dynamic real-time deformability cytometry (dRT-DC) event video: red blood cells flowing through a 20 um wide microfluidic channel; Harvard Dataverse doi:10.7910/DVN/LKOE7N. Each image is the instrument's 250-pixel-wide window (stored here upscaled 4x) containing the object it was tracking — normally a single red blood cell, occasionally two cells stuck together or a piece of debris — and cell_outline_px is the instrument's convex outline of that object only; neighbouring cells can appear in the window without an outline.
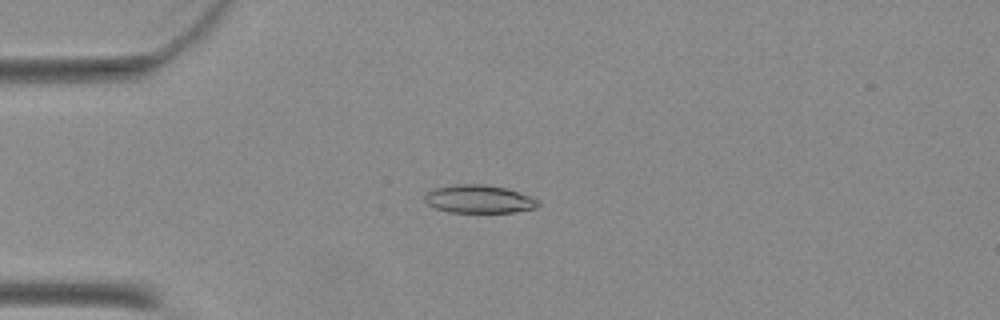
{"species": "Egyptian fruit bat (a non-hibernating species)", "species_latin": "Rousettus aegyptiacus", "temperature_condition": "warm", "stored_images_in_passage": 22, "camera_frame_rate_fps": 3000, "um_per_image_px": 0.085, "animal": {"sex": "female"}, "frame": {"image": 1, "passage_image": 4, "time_ms": 1.0, "image_size_px": [1000, 320], "cell_outline_px": [[540, 204], [536, 208], [516, 212], [448, 212], [436, 208], [428, 204], [424, 200], [424, 196], [432, 188], [452, 184], [484, 184], [504, 188], [532, 196], [540, 200]], "centroid_in_image_um": [40.72, 16.92], "position_along_channel_um": 44.3, "area_um2": 18.73}}
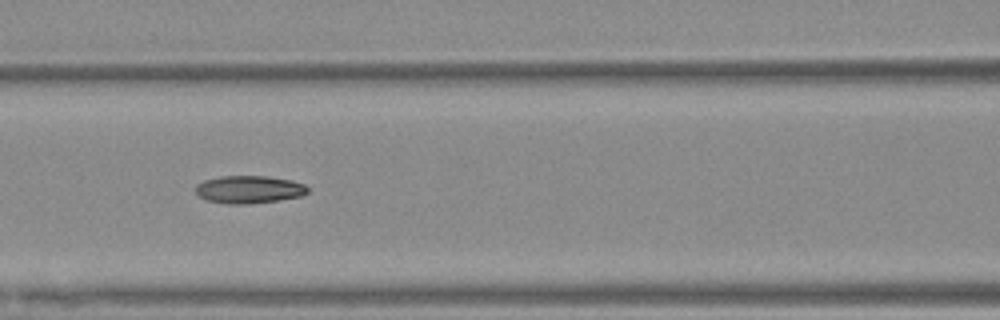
{"frame": {"image": 2, "passage_image": 13, "time_ms": 4.0, "image_size_px": [1000, 320], "cell_outline_px": [[308, 192], [300, 196], [280, 200], [248, 204], [228, 204], [208, 200], [200, 196], [196, 192], [196, 184], [204, 180], [220, 176], [268, 176], [292, 180], [304, 184], [308, 188]], "centroid_in_image_um": [21.18, 16.1], "position_along_channel_um": 145.4, "area_um2": 18.09}}
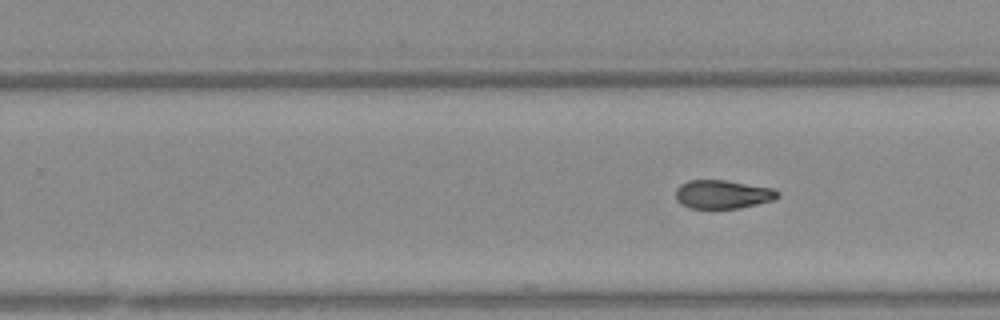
{"frame": {"image": 3, "passage_image": 22, "time_ms": 7.0, "image_size_px": [1000, 320], "cell_outline_px": [[780, 196], [772, 200], [740, 208], [692, 208], [680, 204], [676, 200], [676, 188], [680, 184], [688, 180], [724, 180], [772, 188], [780, 192]], "centroid_in_image_um": [61.4, 16.51], "position_along_channel_um": 268.4, "area_um2": 16.94}}